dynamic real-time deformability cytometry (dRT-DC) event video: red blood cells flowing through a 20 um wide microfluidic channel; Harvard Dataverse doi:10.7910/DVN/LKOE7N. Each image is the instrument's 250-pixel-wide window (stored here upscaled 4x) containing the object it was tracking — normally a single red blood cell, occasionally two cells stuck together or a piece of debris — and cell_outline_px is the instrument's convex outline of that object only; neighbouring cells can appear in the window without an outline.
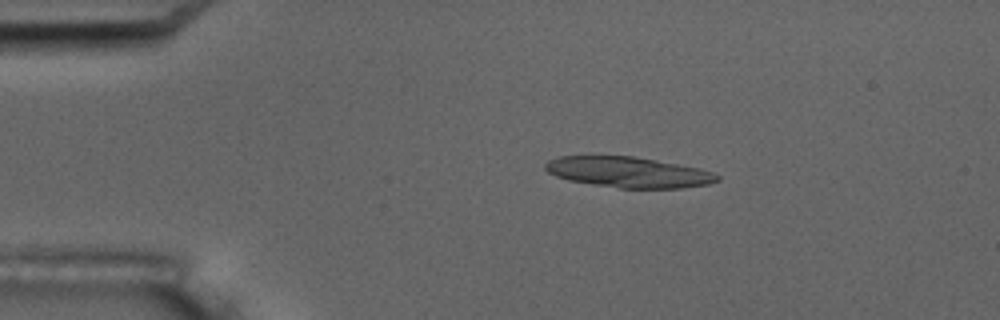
{"species": "common noctule bat (a hibernating species)", "species_latin": "Nyctalus noctula", "temperature_condition": "room temperature", "stored_images_in_passage": 5, "camera_frame_rate_fps": 3000, "um_per_image_px": 0.085, "animal": {"sex": "male", "body_mass_g": 17.5, "forearm_length_mm": 52.3}, "frame": {"image": 1, "passage_image": 3, "time_ms": 2.333, "image_size_px": [1000, 320], "cell_outline_px": [[720, 180], [708, 184], [680, 188], [620, 188], [568, 180], [556, 176], [548, 172], [544, 168], [544, 164], [548, 160], [556, 156], [632, 156], [656, 160], [700, 168], [712, 172], [720, 176]], "centroid_in_image_um": [53.4, 14.63], "position_along_channel_um": 31.6, "area_um2": 30.63}}